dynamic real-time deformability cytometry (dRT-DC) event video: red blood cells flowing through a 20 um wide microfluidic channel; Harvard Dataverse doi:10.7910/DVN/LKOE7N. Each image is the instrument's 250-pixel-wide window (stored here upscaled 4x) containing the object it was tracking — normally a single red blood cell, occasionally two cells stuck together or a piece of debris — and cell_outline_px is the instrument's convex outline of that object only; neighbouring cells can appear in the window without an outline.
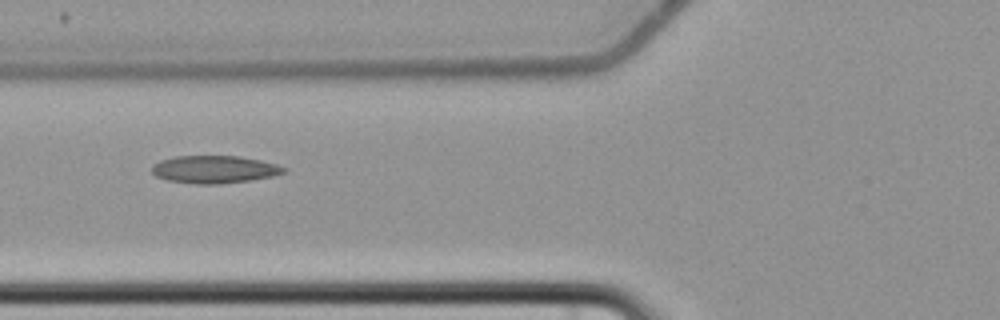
{"species": "common noctule bat (a hibernating species)", "species_latin": "Nyctalus noctula", "temperature_condition": "cold", "stored_images_in_passage": 7, "camera_frame_rate_fps": 3000, "um_per_image_px": 0.085, "animal": {"sex": "female", "body_mass_g": 22.7, "forearm_length_mm": 54.2}, "frame": {"image": 1, "passage_image": 3, "time_ms": 6.667, "image_size_px": [1000, 320], "cell_outline_px": [[288, 172], [272, 176], [252, 180], [220, 184], [196, 184], [168, 180], [156, 176], [152, 172], [152, 164], [160, 160], [176, 156], [240, 156], [260, 160], [276, 164], [288, 168]], "centroid_in_image_um": [18.25, 14.4], "position_along_channel_um": 107.5, "area_um2": 21.39}}
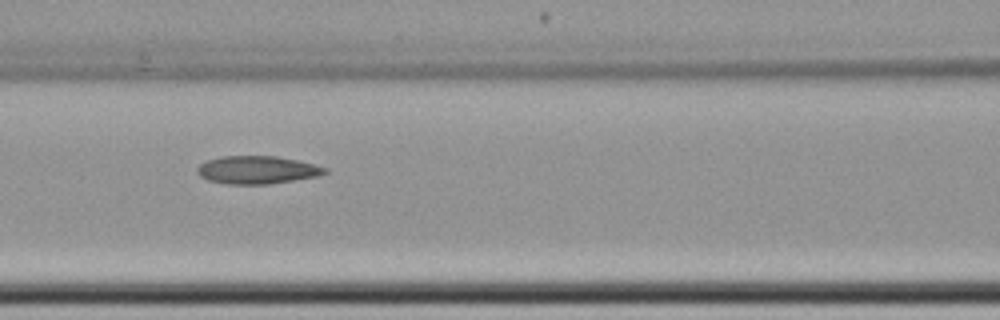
{"frame": {"image": 2, "passage_image": 4, "time_ms": 7.667, "image_size_px": [1000, 320], "cell_outline_px": [[328, 172], [320, 176], [268, 184], [228, 184], [208, 180], [200, 176], [196, 172], [196, 168], [200, 164], [208, 160], [224, 156], [276, 156], [296, 160], [328, 168]], "centroid_in_image_um": [21.86, 14.44], "position_along_channel_um": 144.7, "area_um2": 20.69}}
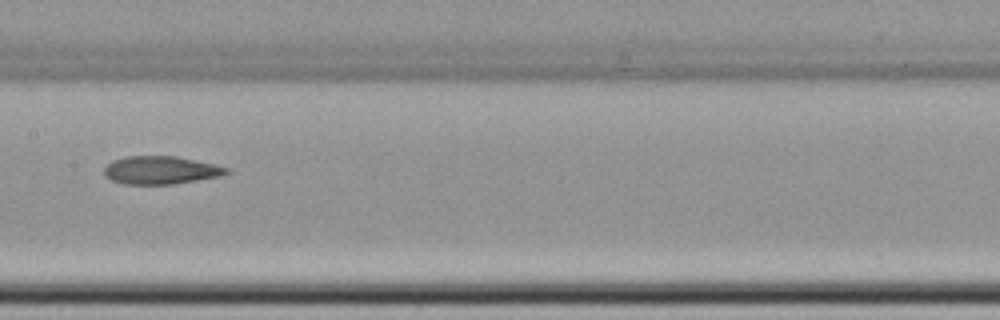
{"frame": {"image": 3, "passage_image": 5, "time_ms": 9.0, "image_size_px": [1000, 320], "cell_outline_px": [[232, 172], [220, 176], [172, 184], [124, 184], [112, 180], [104, 176], [104, 168], [112, 160], [124, 156], [176, 156], [216, 164], [228, 168]], "centroid_in_image_um": [13.66, 14.45], "position_along_channel_um": 193.7, "area_um2": 20.06}}